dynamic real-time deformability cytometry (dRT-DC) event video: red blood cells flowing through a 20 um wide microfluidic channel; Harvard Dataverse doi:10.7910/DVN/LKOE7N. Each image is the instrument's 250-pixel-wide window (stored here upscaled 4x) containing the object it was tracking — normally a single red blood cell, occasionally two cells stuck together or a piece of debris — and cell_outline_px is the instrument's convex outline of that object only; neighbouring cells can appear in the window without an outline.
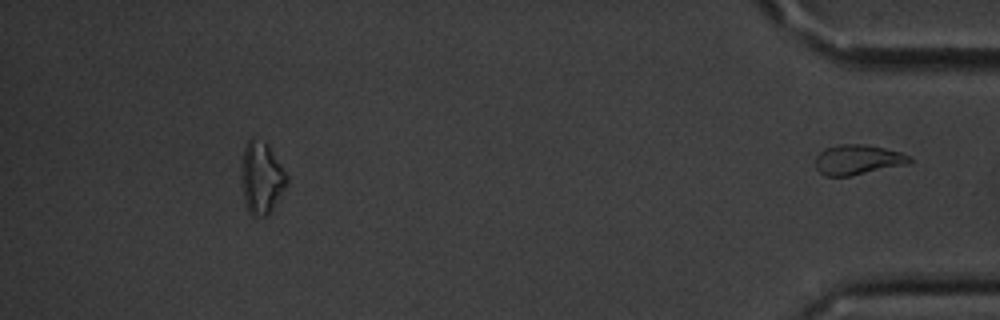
{"species": "common noctule bat (a hibernating species)", "species_latin": "Nyctalus noctula", "temperature_condition": "cold", "stored_images_in_passage": 51, "segment_of_instrument_passage": [2, 2], "camera_frame_rate_fps": 3000, "um_per_image_px": 0.085, "animal": {"sex": "male", "body_mass_g": 20.1, "forearm_length_mm": 53.5}, "frame": {"image": 1, "passage_image": 51, "time_ms": 16.667, "image_size_px": [1000, 320], "cell_outline_px": [[912, 160], [908, 164], [848, 176], [824, 176], [816, 168], [816, 156], [824, 148], [840, 144], [868, 144], [900, 152], [912, 156]], "centroid_in_image_um": [72.91, 13.56], "position_along_channel_um": 362.3, "area_um2": 16.47}}